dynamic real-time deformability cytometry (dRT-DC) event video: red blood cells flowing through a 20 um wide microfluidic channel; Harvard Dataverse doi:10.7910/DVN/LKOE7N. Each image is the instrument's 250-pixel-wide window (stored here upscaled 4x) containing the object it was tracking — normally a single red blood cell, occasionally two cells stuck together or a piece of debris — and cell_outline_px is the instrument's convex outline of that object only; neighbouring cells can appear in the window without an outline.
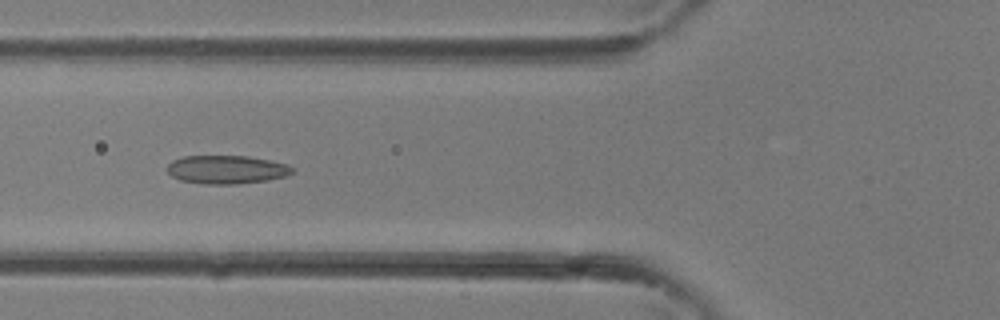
{"species": "common noctule bat (a hibernating species)", "species_latin": "Nyctalus noctula", "temperature_condition": "room temperature", "stored_images_in_passage": 35, "camera_frame_rate_fps": 3000, "um_per_image_px": 0.085, "animal": {"sex": "female"}, "frame": {"image": 1, "passage_image": 13, "time_ms": 4.0, "image_size_px": [1000, 320], "cell_outline_px": [[292, 172], [284, 176], [268, 180], [236, 184], [204, 184], [180, 180], [172, 176], [168, 172], [168, 164], [172, 160], [184, 156], [248, 156], [288, 164], [292, 168]], "centroid_in_image_um": [19.23, 14.41], "position_along_channel_um": 106.6, "area_um2": 20.58}}
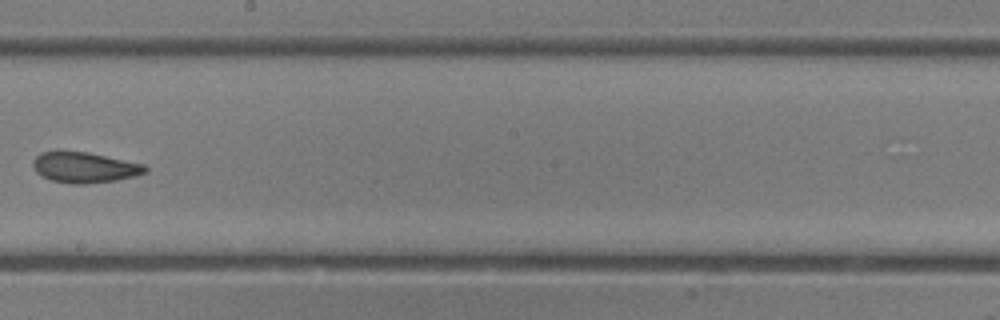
{"frame": {"image": 2, "passage_image": 20, "time_ms": 6.333, "image_size_px": [1000, 320], "cell_outline_px": [[148, 172], [136, 176], [116, 180], [84, 184], [72, 184], [52, 180], [40, 176], [36, 172], [32, 164], [32, 160], [40, 152], [88, 152], [144, 164], [148, 168]], "centroid_in_image_um": [7.2, 14.24], "position_along_channel_um": 241.0, "area_um2": 20.0}}
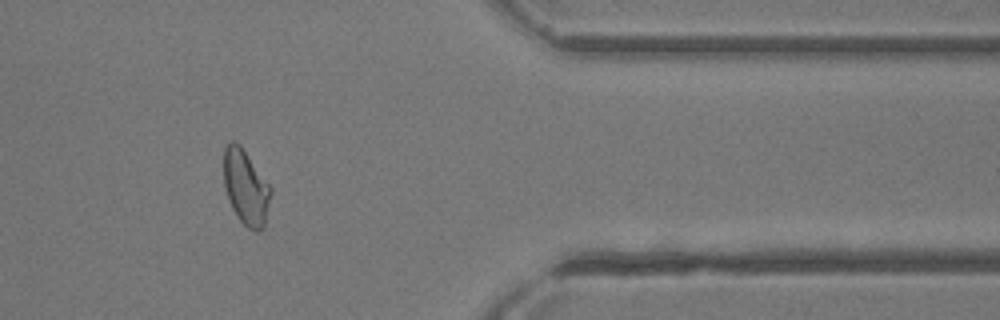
{"frame": {"image": 3, "passage_image": 29, "time_ms": 9.333, "image_size_px": [1000, 320], "cell_outline_px": [[272, 192], [264, 228], [260, 232], [256, 232], [248, 228], [240, 220], [232, 208], [228, 200], [224, 184], [224, 148], [228, 140], [232, 140], [240, 144], [272, 188]], "centroid_in_image_um": [20.9, 15.92], "position_along_channel_um": 390.5, "area_um2": 20.75}}